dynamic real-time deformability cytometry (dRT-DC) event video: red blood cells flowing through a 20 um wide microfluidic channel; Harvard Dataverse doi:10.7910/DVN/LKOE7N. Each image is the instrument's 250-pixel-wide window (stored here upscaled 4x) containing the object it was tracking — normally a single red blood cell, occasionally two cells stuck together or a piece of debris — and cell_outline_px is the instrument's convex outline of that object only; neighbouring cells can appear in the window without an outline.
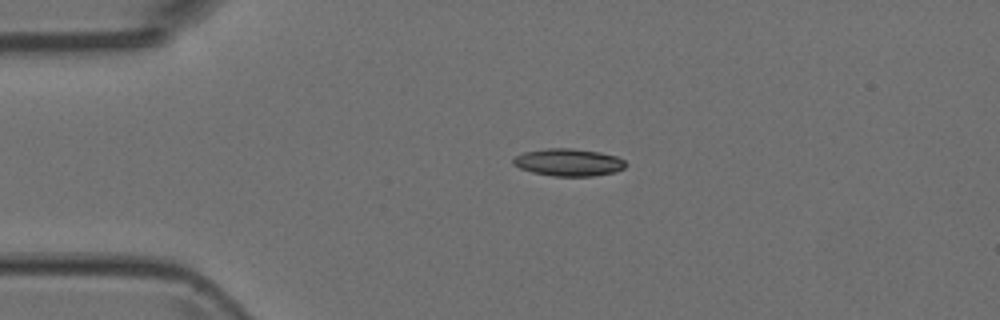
{"species": "Egyptian fruit bat (a non-hibernating species)", "species_latin": "Rousettus aegyptiacus", "temperature_condition": "room temperature", "stored_images_in_passage": 2, "camera_frame_rate_fps": 3000, "um_per_image_px": 0.085, "animal": {"sex": "female"}, "frame": {"image": 1, "passage_image": 1, "time_ms": 0.0, "image_size_px": [1000, 320], "cell_outline_px": [[628, 164], [624, 168], [616, 172], [592, 176], [552, 176], [532, 172], [520, 168], [512, 164], [512, 156], [524, 152], [548, 148], [572, 148], [600, 152], [616, 156], [624, 160]], "centroid_in_image_um": [48.31, 13.8], "position_along_channel_um": 36.7, "area_um2": 18.15}}